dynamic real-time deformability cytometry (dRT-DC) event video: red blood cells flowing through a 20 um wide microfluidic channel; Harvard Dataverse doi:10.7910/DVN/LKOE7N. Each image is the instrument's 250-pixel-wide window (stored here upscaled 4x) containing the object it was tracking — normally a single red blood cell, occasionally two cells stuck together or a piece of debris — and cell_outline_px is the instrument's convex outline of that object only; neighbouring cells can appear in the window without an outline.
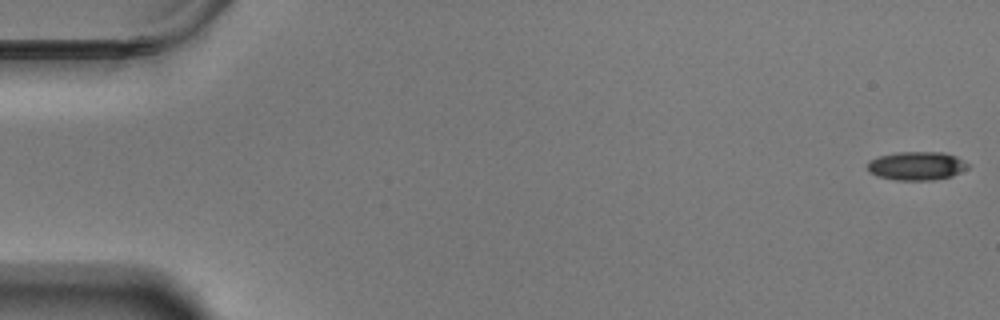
{"species": "Egyptian fruit bat (a non-hibernating species)", "species_latin": "Rousettus aegyptiacus", "temperature_condition": "warm", "stored_images_in_passage": 58, "camera_frame_rate_fps": 3000, "um_per_image_px": 0.085, "animal": {"sex": "male"}, "frame": {"image": 1, "passage_image": 1, "time_ms": 0.0, "image_size_px": [1000, 320], "cell_outline_px": [[968, 168], [952, 176], [932, 180], [896, 180], [876, 176], [868, 172], [868, 160], [880, 156], [896, 152], [944, 152], [956, 156], [968, 164]], "centroid_in_image_um": [77.89, 14.1], "position_along_channel_um": 7.1, "area_um2": 16.76}}
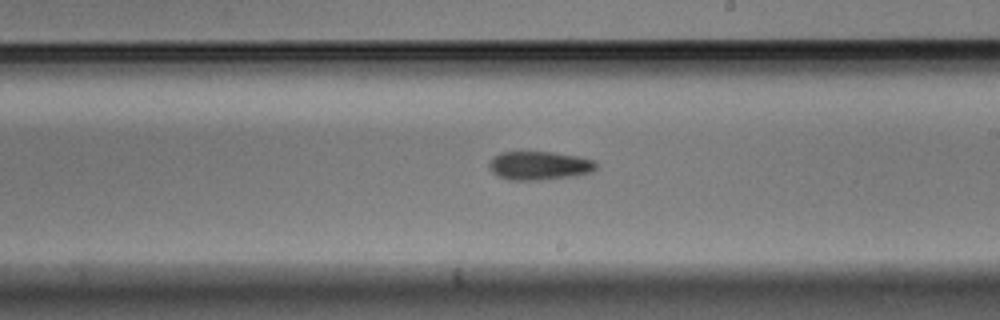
{"frame": {"image": 2, "passage_image": 34, "time_ms": 11.0, "image_size_px": [1000, 320], "cell_outline_px": [[600, 164], [592, 172], [576, 176], [540, 180], [508, 180], [492, 172], [488, 168], [488, 164], [500, 152], [552, 152], [580, 156], [596, 160]], "centroid_in_image_um": [45.92, 14.08], "position_along_channel_um": 243.1, "area_um2": 18.09}}
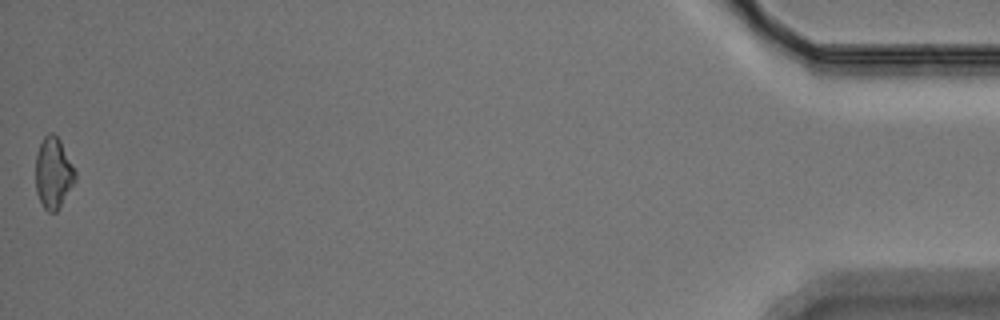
{"frame": {"image": 3, "passage_image": 58, "time_ms": 19.0, "image_size_px": [1000, 320], "cell_outline_px": [[76, 180], [56, 212], [48, 212], [44, 208], [36, 192], [36, 152], [44, 136], [48, 132], [52, 132], [60, 140], [76, 172]], "centroid_in_image_um": [4.53, 14.69], "position_along_channel_um": 430.7, "area_um2": 16.3}, "authors_computed_cell_mechanics": {"area_um2": 17.1666, "velocity_mm_per_s": 3.5165, "shape_relaxation_time_tau1_ms": 3.6077, "shape_relaxation_time_tau2_ms": null, "deformation_change_tau1": 0.0919, "deformation_change_tau2": null}}